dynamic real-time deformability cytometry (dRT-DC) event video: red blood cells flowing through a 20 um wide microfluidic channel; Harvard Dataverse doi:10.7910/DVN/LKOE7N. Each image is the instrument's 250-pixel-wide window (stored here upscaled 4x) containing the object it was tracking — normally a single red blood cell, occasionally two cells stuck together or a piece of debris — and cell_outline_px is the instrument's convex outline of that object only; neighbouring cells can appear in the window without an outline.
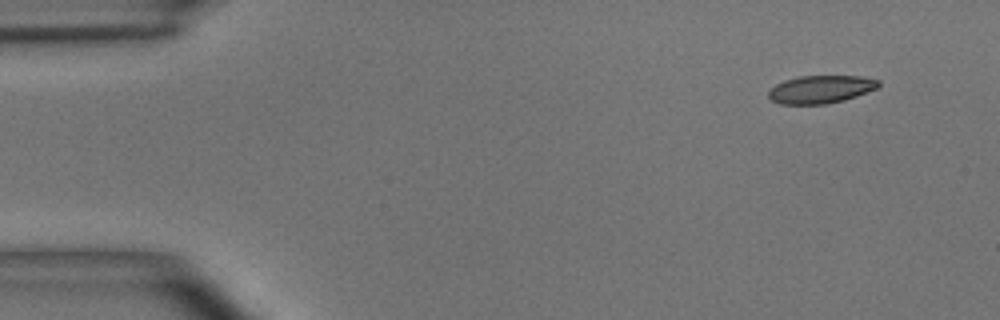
{"species": "common noctule bat (a hibernating species)", "species_latin": "Nyctalus noctula", "temperature_condition": "room temperature", "stored_images_in_passage": 5, "segment_of_instrument_passage": [2, 2], "camera_frame_rate_fps": 3000, "um_per_image_px": 0.085, "animal": {"sex": "male", "body_mass_g": 15.6}, "frame": {"image": 1, "passage_image": 5, "time_ms": 5.333, "image_size_px": [1000, 320], "cell_outline_px": [[880, 84], [876, 88], [868, 92], [844, 100], [824, 104], [780, 104], [772, 100], [768, 96], [768, 92], [776, 84], [784, 80], [800, 76], [860, 76], [880, 80]], "centroid_in_image_um": [69.77, 7.59], "position_along_channel_um": 15.2, "area_um2": 17.8}}